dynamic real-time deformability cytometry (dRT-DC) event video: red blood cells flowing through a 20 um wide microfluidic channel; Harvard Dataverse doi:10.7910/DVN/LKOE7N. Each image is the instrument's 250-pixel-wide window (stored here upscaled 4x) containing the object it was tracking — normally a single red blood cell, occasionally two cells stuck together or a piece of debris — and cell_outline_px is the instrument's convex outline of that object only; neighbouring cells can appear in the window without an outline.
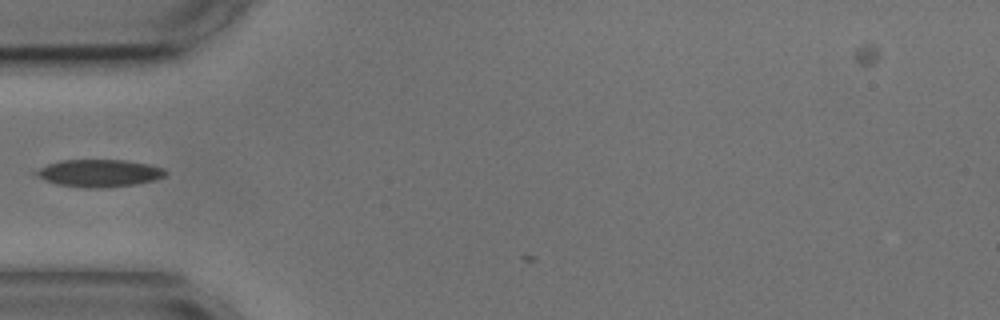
{"species": "common noctule bat (a hibernating species)", "species_latin": "Nyctalus noctula", "temperature_condition": "cold", "stored_images_in_passage": 2, "camera_frame_rate_fps": 3000, "um_per_image_px": 0.085, "animal": {"sex": "male", "body_mass_g": 17.9, "forearm_length_mm": 54.2}, "frame": {"image": 1, "passage_image": 1, "time_ms": 0.0, "image_size_px": [1000, 320], "cell_outline_px": [[168, 172], [164, 176], [152, 180], [136, 184], [108, 188], [84, 188], [56, 184], [44, 180], [32, 172], [48, 164], [60, 160], [124, 160], [148, 164], [164, 168]], "centroid_in_image_um": [8.41, 14.72], "position_along_channel_um": 76.6, "area_um2": 20.75}}